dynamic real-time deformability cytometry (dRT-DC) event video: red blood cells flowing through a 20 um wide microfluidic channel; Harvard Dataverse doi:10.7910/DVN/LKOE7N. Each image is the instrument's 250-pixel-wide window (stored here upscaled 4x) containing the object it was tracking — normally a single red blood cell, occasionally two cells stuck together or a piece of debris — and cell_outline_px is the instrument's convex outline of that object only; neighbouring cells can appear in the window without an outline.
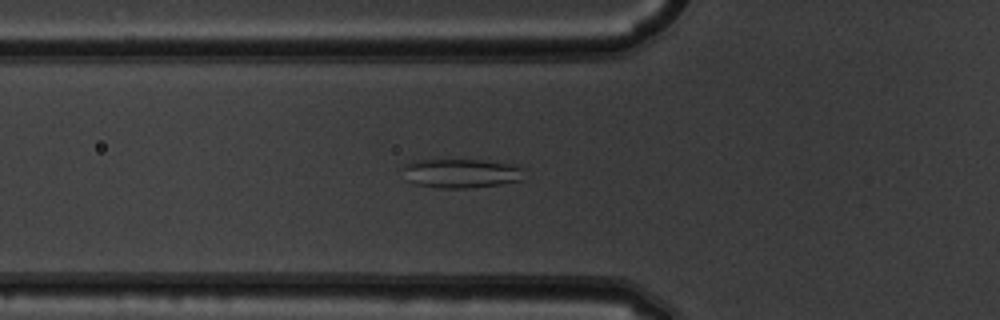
{"species": "common noctule bat (a hibernating species)", "species_latin": "Nyctalus noctula", "temperature_condition": "warm", "stored_images_in_passage": 32, "camera_frame_rate_fps": 3000, "um_per_image_px": 0.085, "animal": {"sex": "male", "body_mass_g": 19.5, "forearm_length_mm": 54.6}, "frame": {"image": 1, "passage_image": 2, "time_ms": 0.333, "image_size_px": [1000, 320], "cell_outline_px": [[524, 168], [520, 180], [500, 184], [472, 188], [440, 188], [416, 184], [408, 180], [404, 168], [404, 164], [412, 160], [480, 160], [508, 164]], "centroid_in_image_um": [39.17, 14.73], "position_along_channel_um": 86.6, "area_um2": 20.29}}
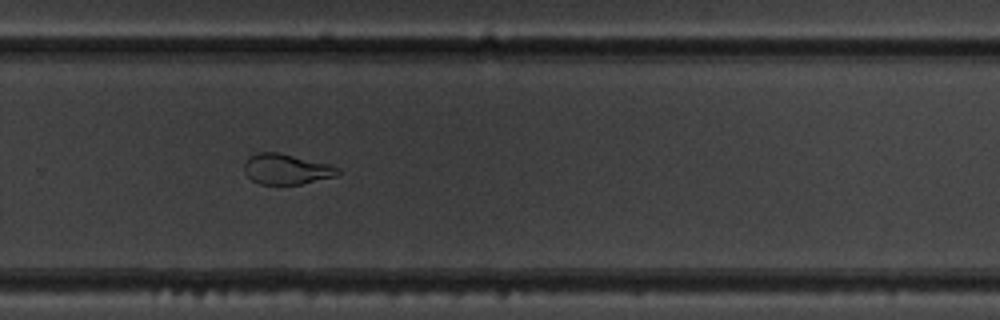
{"frame": {"image": 2, "passage_image": 19, "time_ms": 6.0, "image_size_px": [1000, 320], "cell_outline_px": [[340, 172], [336, 176], [300, 184], [260, 184], [252, 180], [244, 172], [244, 164], [248, 156], [256, 152], [276, 152], [332, 164], [340, 168]], "centroid_in_image_um": [24.34, 14.36], "position_along_channel_um": 305.5, "area_um2": 16.7}}
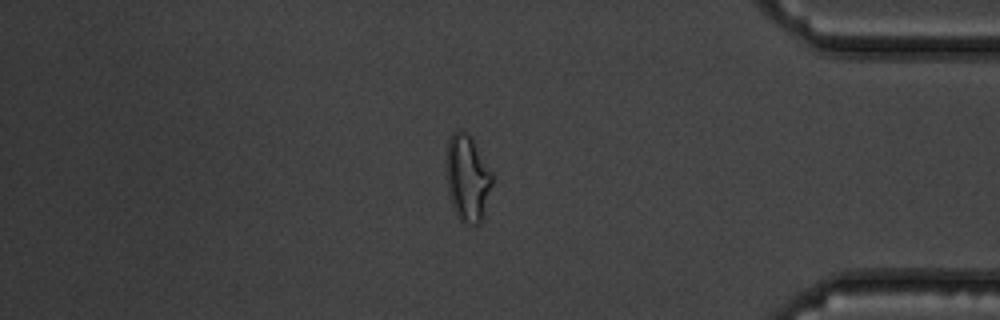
{"frame": {"image": 3, "passage_image": 28, "time_ms": 9.0, "image_size_px": [1000, 320], "cell_outline_px": [[492, 184], [480, 224], [468, 224], [460, 220], [456, 216], [452, 204], [448, 188], [448, 140], [452, 132], [456, 128], [460, 128], [472, 136], [492, 172]], "centroid_in_image_um": [39.75, 15.09], "position_along_channel_um": 395.4, "area_um2": 22.89}}